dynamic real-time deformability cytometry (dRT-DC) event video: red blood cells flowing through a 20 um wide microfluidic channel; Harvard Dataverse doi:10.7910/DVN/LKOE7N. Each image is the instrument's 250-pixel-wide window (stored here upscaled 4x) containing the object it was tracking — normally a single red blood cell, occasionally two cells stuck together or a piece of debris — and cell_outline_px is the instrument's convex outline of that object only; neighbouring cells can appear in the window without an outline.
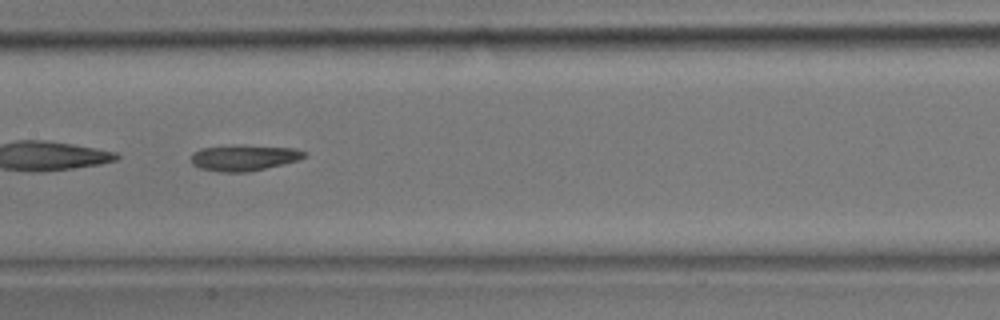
{"species": "common noctule bat (a hibernating species)", "species_latin": "Nyctalus noctula", "temperature_condition": "room temperature", "stored_images_in_passage": 22, "camera_frame_rate_fps": 3000, "um_per_image_px": 0.085, "animal": {"sex": "male", "body_mass_g": 17.9}, "frame": {"image": 1, "passage_image": 7, "time_ms": 2.0, "image_size_px": [1000, 320], "cell_outline_px": [[308, 152], [304, 156], [296, 160], [284, 164], [248, 172], [224, 172], [200, 168], [192, 164], [192, 156], [200, 148], [296, 148]], "centroid_in_image_um": [20.76, 13.47], "position_along_channel_um": 186.6, "area_um2": 15.78}}
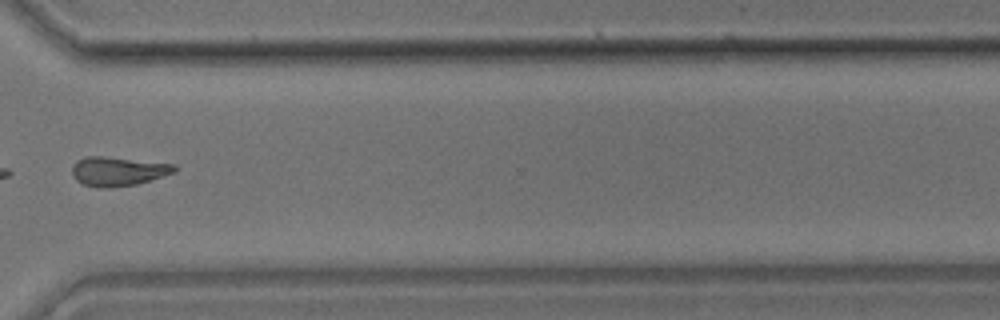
{"frame": {"image": 2, "passage_image": 16, "time_ms": 5.0, "image_size_px": [1000, 320], "cell_outline_px": [[176, 172], [136, 184], [108, 188], [96, 188], [84, 184], [76, 180], [72, 176], [72, 164], [76, 160], [84, 156], [104, 156], [176, 164]], "centroid_in_image_um": [9.99, 14.55], "position_along_channel_um": 360.6, "area_um2": 17.57}}